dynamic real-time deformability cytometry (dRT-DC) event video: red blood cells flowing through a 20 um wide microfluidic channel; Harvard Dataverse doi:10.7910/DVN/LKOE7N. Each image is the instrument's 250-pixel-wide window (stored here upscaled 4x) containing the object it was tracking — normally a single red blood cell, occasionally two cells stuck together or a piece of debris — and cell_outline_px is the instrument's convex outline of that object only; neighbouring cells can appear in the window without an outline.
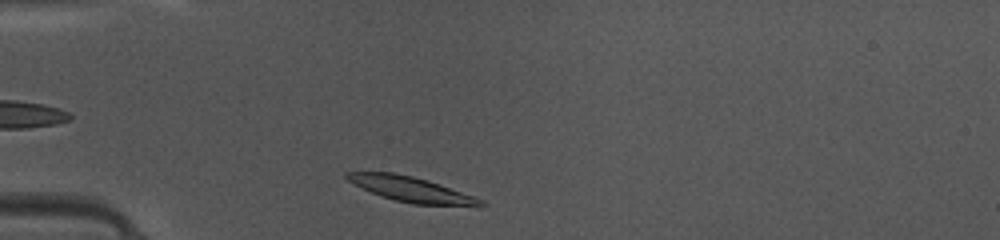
{"species": "common noctule bat (a hibernating species)", "species_latin": "Nyctalus noctula", "temperature_condition": "warm", "stored_images_in_passage": 37, "camera_frame_rate_fps": 3000, "um_per_image_px": 0.085, "animal": {"sex": "female", "body_mass_g": 10.0, "forearm_length_mm": 53.1}, "frame": {"image": 1, "passage_image": 2, "time_ms": 0.333, "image_size_px": [1000, 240], "cell_outline_px": [[488, 204], [480, 208], [412, 204], [380, 196], [360, 188], [348, 180], [344, 176], [344, 172], [392, 172], [412, 176], [428, 180], [484, 200]], "centroid_in_image_um": [35.04, 16.13], "position_along_channel_um": 50.0, "area_um2": 20.11}}
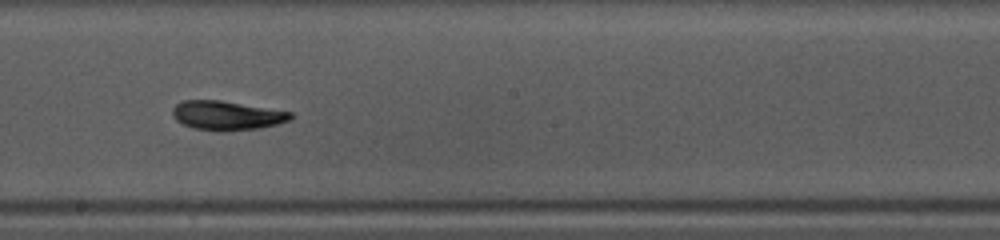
{"frame": {"image": 2, "passage_image": 16, "time_ms": 5.0, "image_size_px": [1000, 240], "cell_outline_px": [[292, 116], [288, 120], [276, 124], [260, 128], [224, 132], [220, 132], [192, 128], [176, 120], [172, 116], [172, 108], [180, 100], [220, 100], [292, 112]], "centroid_in_image_um": [19.22, 9.82], "position_along_channel_um": 229.0, "area_um2": 20.17}}
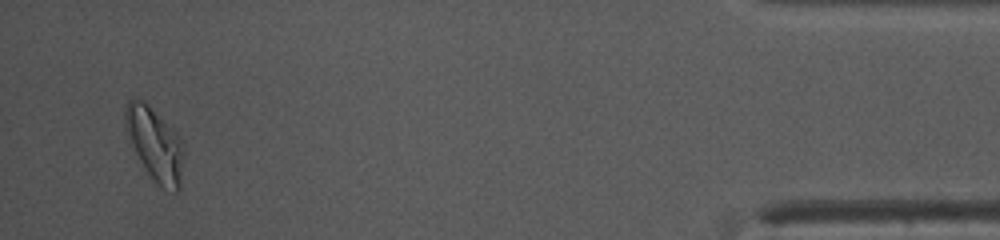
{"frame": {"image": 3, "passage_image": 35, "time_ms": 11.333, "image_size_px": [1000, 240], "cell_outline_px": [[184, 156], [180, 188], [176, 192], [172, 192], [160, 188], [148, 172], [140, 160], [124, 128], [124, 108], [128, 100], [144, 100], [176, 132], [184, 144]], "centroid_in_image_um": [13.19, 12.27], "position_along_channel_um": 422.0, "area_um2": 24.97}, "authors_computed_cell_mechanics": {"area_um2": 20.1144, "velocity_mm_per_s": 4.1447, "shape_relaxation_time_tau1_ms": 4.0764, "shape_relaxation_time_tau2_ms": 4.6453, "deformation_change_tau1": 0.1432, "deformation_change_tau2": 0.0465}}